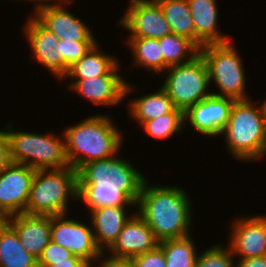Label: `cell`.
<instances>
[{
	"label": "cell",
	"mask_w": 266,
	"mask_h": 267,
	"mask_svg": "<svg viewBox=\"0 0 266 267\" xmlns=\"http://www.w3.org/2000/svg\"><path fill=\"white\" fill-rule=\"evenodd\" d=\"M187 1L195 27V45L199 49L206 44L225 43L231 40L218 30V8L216 0Z\"/></svg>",
	"instance_id": "obj_19"
},
{
	"label": "cell",
	"mask_w": 266,
	"mask_h": 267,
	"mask_svg": "<svg viewBox=\"0 0 266 267\" xmlns=\"http://www.w3.org/2000/svg\"><path fill=\"white\" fill-rule=\"evenodd\" d=\"M113 122L108 115H92L62 131L70 167L78 171L86 163L111 158L121 151L123 130Z\"/></svg>",
	"instance_id": "obj_3"
},
{
	"label": "cell",
	"mask_w": 266,
	"mask_h": 267,
	"mask_svg": "<svg viewBox=\"0 0 266 267\" xmlns=\"http://www.w3.org/2000/svg\"><path fill=\"white\" fill-rule=\"evenodd\" d=\"M135 267H166V259L162 248L158 245L155 249L133 257Z\"/></svg>",
	"instance_id": "obj_32"
},
{
	"label": "cell",
	"mask_w": 266,
	"mask_h": 267,
	"mask_svg": "<svg viewBox=\"0 0 266 267\" xmlns=\"http://www.w3.org/2000/svg\"><path fill=\"white\" fill-rule=\"evenodd\" d=\"M13 125L7 124L4 133L10 145L12 163L24 164L38 169H61L69 167L65 152V137L58 134H41L13 130Z\"/></svg>",
	"instance_id": "obj_6"
},
{
	"label": "cell",
	"mask_w": 266,
	"mask_h": 267,
	"mask_svg": "<svg viewBox=\"0 0 266 267\" xmlns=\"http://www.w3.org/2000/svg\"><path fill=\"white\" fill-rule=\"evenodd\" d=\"M162 88L177 109L185 112L189 107L211 95L206 62L199 54L192 61L169 67Z\"/></svg>",
	"instance_id": "obj_8"
},
{
	"label": "cell",
	"mask_w": 266,
	"mask_h": 267,
	"mask_svg": "<svg viewBox=\"0 0 266 267\" xmlns=\"http://www.w3.org/2000/svg\"><path fill=\"white\" fill-rule=\"evenodd\" d=\"M127 45L132 51V65L144 67L147 72H164V56L158 39L128 38Z\"/></svg>",
	"instance_id": "obj_24"
},
{
	"label": "cell",
	"mask_w": 266,
	"mask_h": 267,
	"mask_svg": "<svg viewBox=\"0 0 266 267\" xmlns=\"http://www.w3.org/2000/svg\"><path fill=\"white\" fill-rule=\"evenodd\" d=\"M131 101L127 110L139 126L148 120L170 112H183L175 107L172 99L161 86L158 91L142 95Z\"/></svg>",
	"instance_id": "obj_22"
},
{
	"label": "cell",
	"mask_w": 266,
	"mask_h": 267,
	"mask_svg": "<svg viewBox=\"0 0 266 267\" xmlns=\"http://www.w3.org/2000/svg\"><path fill=\"white\" fill-rule=\"evenodd\" d=\"M158 245L159 241L148 224L134 212L107 253H110L108 256L112 258L132 259L155 249Z\"/></svg>",
	"instance_id": "obj_17"
},
{
	"label": "cell",
	"mask_w": 266,
	"mask_h": 267,
	"mask_svg": "<svg viewBox=\"0 0 266 267\" xmlns=\"http://www.w3.org/2000/svg\"><path fill=\"white\" fill-rule=\"evenodd\" d=\"M158 40L164 56V72L169 67L188 63L199 55L200 49L183 36L171 33Z\"/></svg>",
	"instance_id": "obj_26"
},
{
	"label": "cell",
	"mask_w": 266,
	"mask_h": 267,
	"mask_svg": "<svg viewBox=\"0 0 266 267\" xmlns=\"http://www.w3.org/2000/svg\"><path fill=\"white\" fill-rule=\"evenodd\" d=\"M77 173V201L84 202L89 211L105 206L136 208L147 180V176L118 153L108 159L86 163Z\"/></svg>",
	"instance_id": "obj_1"
},
{
	"label": "cell",
	"mask_w": 266,
	"mask_h": 267,
	"mask_svg": "<svg viewBox=\"0 0 266 267\" xmlns=\"http://www.w3.org/2000/svg\"><path fill=\"white\" fill-rule=\"evenodd\" d=\"M73 254L66 248L50 241L43 249L42 254L37 260L38 267H48L57 262L67 261Z\"/></svg>",
	"instance_id": "obj_31"
},
{
	"label": "cell",
	"mask_w": 266,
	"mask_h": 267,
	"mask_svg": "<svg viewBox=\"0 0 266 267\" xmlns=\"http://www.w3.org/2000/svg\"><path fill=\"white\" fill-rule=\"evenodd\" d=\"M106 257L104 258V256ZM97 264L98 267H135L131 259H118L107 256V254L102 255Z\"/></svg>",
	"instance_id": "obj_34"
},
{
	"label": "cell",
	"mask_w": 266,
	"mask_h": 267,
	"mask_svg": "<svg viewBox=\"0 0 266 267\" xmlns=\"http://www.w3.org/2000/svg\"><path fill=\"white\" fill-rule=\"evenodd\" d=\"M70 81L67 90L80 94L95 105L114 106L133 92V85L127 83L128 81L120 75H103Z\"/></svg>",
	"instance_id": "obj_14"
},
{
	"label": "cell",
	"mask_w": 266,
	"mask_h": 267,
	"mask_svg": "<svg viewBox=\"0 0 266 267\" xmlns=\"http://www.w3.org/2000/svg\"><path fill=\"white\" fill-rule=\"evenodd\" d=\"M148 181L142 186L136 212L156 239L161 242L191 235L193 212L187 191L171 185L150 186Z\"/></svg>",
	"instance_id": "obj_2"
},
{
	"label": "cell",
	"mask_w": 266,
	"mask_h": 267,
	"mask_svg": "<svg viewBox=\"0 0 266 267\" xmlns=\"http://www.w3.org/2000/svg\"><path fill=\"white\" fill-rule=\"evenodd\" d=\"M131 215L125 207L105 206L90 211L95 242L103 254L114 244Z\"/></svg>",
	"instance_id": "obj_20"
},
{
	"label": "cell",
	"mask_w": 266,
	"mask_h": 267,
	"mask_svg": "<svg viewBox=\"0 0 266 267\" xmlns=\"http://www.w3.org/2000/svg\"><path fill=\"white\" fill-rule=\"evenodd\" d=\"M27 39L34 58L58 80L64 78V59L60 55L58 38L46 29L33 15L27 17L24 25Z\"/></svg>",
	"instance_id": "obj_15"
},
{
	"label": "cell",
	"mask_w": 266,
	"mask_h": 267,
	"mask_svg": "<svg viewBox=\"0 0 266 267\" xmlns=\"http://www.w3.org/2000/svg\"><path fill=\"white\" fill-rule=\"evenodd\" d=\"M72 0H62L59 3L40 9L33 16L49 31H51L58 40L65 41H97L92 29L85 25L84 21L75 14L66 10V4ZM65 7H64V6ZM65 8V9H64Z\"/></svg>",
	"instance_id": "obj_16"
},
{
	"label": "cell",
	"mask_w": 266,
	"mask_h": 267,
	"mask_svg": "<svg viewBox=\"0 0 266 267\" xmlns=\"http://www.w3.org/2000/svg\"><path fill=\"white\" fill-rule=\"evenodd\" d=\"M170 25L172 33L195 44V27L187 0H156Z\"/></svg>",
	"instance_id": "obj_25"
},
{
	"label": "cell",
	"mask_w": 266,
	"mask_h": 267,
	"mask_svg": "<svg viewBox=\"0 0 266 267\" xmlns=\"http://www.w3.org/2000/svg\"><path fill=\"white\" fill-rule=\"evenodd\" d=\"M237 267H266V256L238 260Z\"/></svg>",
	"instance_id": "obj_35"
},
{
	"label": "cell",
	"mask_w": 266,
	"mask_h": 267,
	"mask_svg": "<svg viewBox=\"0 0 266 267\" xmlns=\"http://www.w3.org/2000/svg\"><path fill=\"white\" fill-rule=\"evenodd\" d=\"M12 163L10 145L4 130L0 129V172Z\"/></svg>",
	"instance_id": "obj_33"
},
{
	"label": "cell",
	"mask_w": 266,
	"mask_h": 267,
	"mask_svg": "<svg viewBox=\"0 0 266 267\" xmlns=\"http://www.w3.org/2000/svg\"><path fill=\"white\" fill-rule=\"evenodd\" d=\"M35 169L11 163L0 172V214L6 219L25 214Z\"/></svg>",
	"instance_id": "obj_11"
},
{
	"label": "cell",
	"mask_w": 266,
	"mask_h": 267,
	"mask_svg": "<svg viewBox=\"0 0 266 267\" xmlns=\"http://www.w3.org/2000/svg\"><path fill=\"white\" fill-rule=\"evenodd\" d=\"M234 101L229 97L211 94L184 112V125L189 122L202 136H221L229 120Z\"/></svg>",
	"instance_id": "obj_12"
},
{
	"label": "cell",
	"mask_w": 266,
	"mask_h": 267,
	"mask_svg": "<svg viewBox=\"0 0 266 267\" xmlns=\"http://www.w3.org/2000/svg\"><path fill=\"white\" fill-rule=\"evenodd\" d=\"M222 243L213 245L202 254H198L195 267H237L230 247H222Z\"/></svg>",
	"instance_id": "obj_29"
},
{
	"label": "cell",
	"mask_w": 266,
	"mask_h": 267,
	"mask_svg": "<svg viewBox=\"0 0 266 267\" xmlns=\"http://www.w3.org/2000/svg\"><path fill=\"white\" fill-rule=\"evenodd\" d=\"M231 225L228 246L237 259L266 256V214L238 217Z\"/></svg>",
	"instance_id": "obj_13"
},
{
	"label": "cell",
	"mask_w": 266,
	"mask_h": 267,
	"mask_svg": "<svg viewBox=\"0 0 266 267\" xmlns=\"http://www.w3.org/2000/svg\"><path fill=\"white\" fill-rule=\"evenodd\" d=\"M119 25L131 33L128 38L159 39L171 34V28L156 0H130Z\"/></svg>",
	"instance_id": "obj_10"
},
{
	"label": "cell",
	"mask_w": 266,
	"mask_h": 267,
	"mask_svg": "<svg viewBox=\"0 0 266 267\" xmlns=\"http://www.w3.org/2000/svg\"><path fill=\"white\" fill-rule=\"evenodd\" d=\"M17 233L23 248L39 259L51 241V216L18 214L5 219Z\"/></svg>",
	"instance_id": "obj_18"
},
{
	"label": "cell",
	"mask_w": 266,
	"mask_h": 267,
	"mask_svg": "<svg viewBox=\"0 0 266 267\" xmlns=\"http://www.w3.org/2000/svg\"><path fill=\"white\" fill-rule=\"evenodd\" d=\"M96 43V41H65L58 40L60 55L64 59V79L70 66L80 60Z\"/></svg>",
	"instance_id": "obj_30"
},
{
	"label": "cell",
	"mask_w": 266,
	"mask_h": 267,
	"mask_svg": "<svg viewBox=\"0 0 266 267\" xmlns=\"http://www.w3.org/2000/svg\"><path fill=\"white\" fill-rule=\"evenodd\" d=\"M164 252L166 267H195L198 254L191 235L159 242Z\"/></svg>",
	"instance_id": "obj_27"
},
{
	"label": "cell",
	"mask_w": 266,
	"mask_h": 267,
	"mask_svg": "<svg viewBox=\"0 0 266 267\" xmlns=\"http://www.w3.org/2000/svg\"><path fill=\"white\" fill-rule=\"evenodd\" d=\"M5 222V218L0 214V226Z\"/></svg>",
	"instance_id": "obj_38"
},
{
	"label": "cell",
	"mask_w": 266,
	"mask_h": 267,
	"mask_svg": "<svg viewBox=\"0 0 266 267\" xmlns=\"http://www.w3.org/2000/svg\"><path fill=\"white\" fill-rule=\"evenodd\" d=\"M78 173L72 167L35 171L25 214L56 216L67 214L68 203L77 201Z\"/></svg>",
	"instance_id": "obj_5"
},
{
	"label": "cell",
	"mask_w": 266,
	"mask_h": 267,
	"mask_svg": "<svg viewBox=\"0 0 266 267\" xmlns=\"http://www.w3.org/2000/svg\"><path fill=\"white\" fill-rule=\"evenodd\" d=\"M150 137L168 139L178 132H182L184 126V112H170L140 125Z\"/></svg>",
	"instance_id": "obj_28"
},
{
	"label": "cell",
	"mask_w": 266,
	"mask_h": 267,
	"mask_svg": "<svg viewBox=\"0 0 266 267\" xmlns=\"http://www.w3.org/2000/svg\"><path fill=\"white\" fill-rule=\"evenodd\" d=\"M232 41L206 44L200 48L199 54L206 62L210 84L214 81L220 92L213 95L229 97L234 100L249 99L246 94V72L239 54Z\"/></svg>",
	"instance_id": "obj_7"
},
{
	"label": "cell",
	"mask_w": 266,
	"mask_h": 267,
	"mask_svg": "<svg viewBox=\"0 0 266 267\" xmlns=\"http://www.w3.org/2000/svg\"><path fill=\"white\" fill-rule=\"evenodd\" d=\"M67 217V214L51 216V241L94 265L103 253L95 242L92 226Z\"/></svg>",
	"instance_id": "obj_9"
},
{
	"label": "cell",
	"mask_w": 266,
	"mask_h": 267,
	"mask_svg": "<svg viewBox=\"0 0 266 267\" xmlns=\"http://www.w3.org/2000/svg\"><path fill=\"white\" fill-rule=\"evenodd\" d=\"M24 1V0H23ZM26 1H30V2H33L34 3V9L33 11H35L33 14H30V15H34L36 14L40 9H43V8H47L48 6L50 5H53V4H56V3H59L61 2L62 0H26ZM50 1H54V3H50ZM49 2V3H48ZM56 2V3H55Z\"/></svg>",
	"instance_id": "obj_37"
},
{
	"label": "cell",
	"mask_w": 266,
	"mask_h": 267,
	"mask_svg": "<svg viewBox=\"0 0 266 267\" xmlns=\"http://www.w3.org/2000/svg\"><path fill=\"white\" fill-rule=\"evenodd\" d=\"M0 267H38L37 259L23 248L6 222L0 226Z\"/></svg>",
	"instance_id": "obj_23"
},
{
	"label": "cell",
	"mask_w": 266,
	"mask_h": 267,
	"mask_svg": "<svg viewBox=\"0 0 266 267\" xmlns=\"http://www.w3.org/2000/svg\"><path fill=\"white\" fill-rule=\"evenodd\" d=\"M254 105L250 99L235 100L221 133L236 160L255 161L266 155V109L264 103Z\"/></svg>",
	"instance_id": "obj_4"
},
{
	"label": "cell",
	"mask_w": 266,
	"mask_h": 267,
	"mask_svg": "<svg viewBox=\"0 0 266 267\" xmlns=\"http://www.w3.org/2000/svg\"><path fill=\"white\" fill-rule=\"evenodd\" d=\"M96 43L80 60L70 66L65 78L86 79L103 75H119L120 64L115 56L103 53Z\"/></svg>",
	"instance_id": "obj_21"
},
{
	"label": "cell",
	"mask_w": 266,
	"mask_h": 267,
	"mask_svg": "<svg viewBox=\"0 0 266 267\" xmlns=\"http://www.w3.org/2000/svg\"><path fill=\"white\" fill-rule=\"evenodd\" d=\"M88 266L89 264L86 261L73 255L67 261L57 262L56 264H53L48 267H88Z\"/></svg>",
	"instance_id": "obj_36"
}]
</instances>
